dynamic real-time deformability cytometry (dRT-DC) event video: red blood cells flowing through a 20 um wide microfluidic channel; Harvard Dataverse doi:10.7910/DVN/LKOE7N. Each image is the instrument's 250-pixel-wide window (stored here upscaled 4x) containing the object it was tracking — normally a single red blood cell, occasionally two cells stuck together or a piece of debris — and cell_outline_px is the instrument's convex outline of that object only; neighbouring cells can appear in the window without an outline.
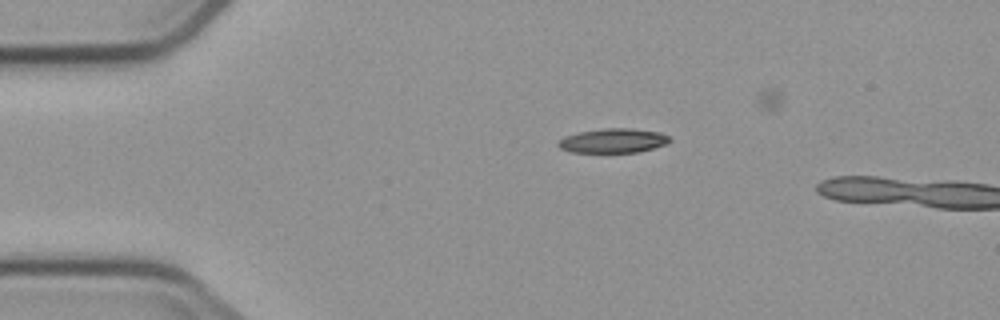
{"species": "common noctule bat (a hibernating species)", "species_latin": "Nyctalus noctula", "temperature_condition": "cold", "stored_images_in_passage": 4, "camera_frame_rate_fps": 3000, "um_per_image_px": 0.085, "animal": {"sex": "male", "body_mass_g": 23.1, "forearm_length_mm": 52.7}, "frame": {"image": 1, "passage_image": 1, "time_ms": 0.0, "image_size_px": [1000, 320], "cell_outline_px": [[672, 140], [668, 144], [636, 152], [572, 152], [560, 148], [556, 144], [564, 136], [580, 132], [604, 128], [628, 128], [660, 132], [668, 136]], "centroid_in_image_um": [52.13, 11.95], "position_along_channel_um": 32.9, "area_um2": 15.72}}
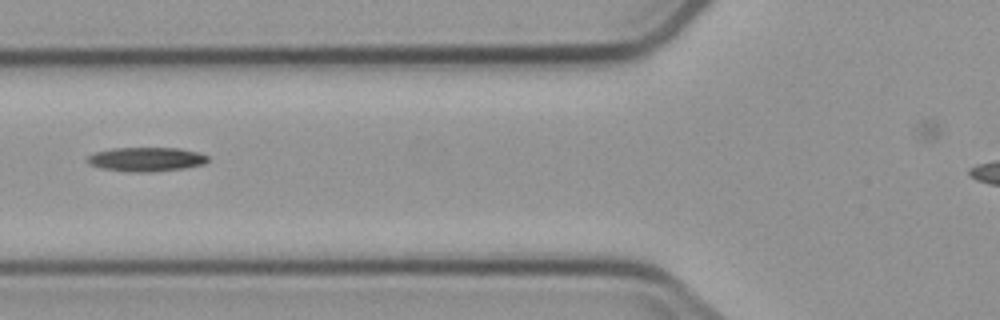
{"frame": {"image": 2, "passage_image": 4, "time_ms": 3.333, "image_size_px": [1000, 320], "cell_outline_px": [[208, 160], [204, 164], [184, 168], [152, 172], [136, 172], [100, 168], [88, 164], [84, 160], [88, 156], [96, 152], [112, 148], [180, 148], [196, 152], [208, 156]], "centroid_in_image_um": [12.39, 13.54], "position_along_channel_um": 113.4, "area_um2": 16.94}}